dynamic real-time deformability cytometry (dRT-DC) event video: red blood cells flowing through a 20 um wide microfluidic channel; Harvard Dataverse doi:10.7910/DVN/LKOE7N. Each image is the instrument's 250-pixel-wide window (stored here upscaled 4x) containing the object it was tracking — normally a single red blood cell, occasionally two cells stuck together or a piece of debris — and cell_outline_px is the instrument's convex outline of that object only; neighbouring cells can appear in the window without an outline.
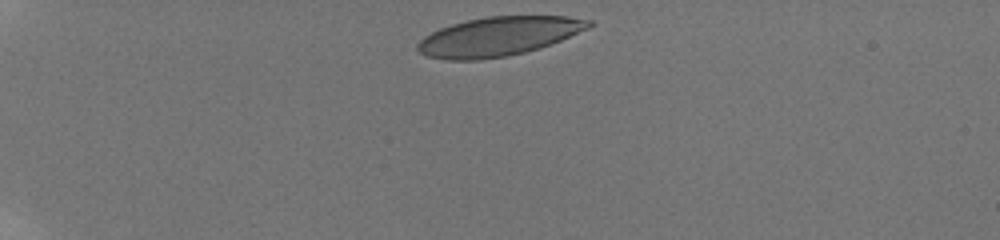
{"species": "human", "species_latin": "Homo sapiens", "temperature_condition": "room temperature", "stored_images_in_passage": 40, "camera_frame_rate_fps": 3000, "um_per_image_px": 0.085, "donor": {"sex": "male"}, "frame": {"image": 1, "passage_image": 1, "time_ms": 0.0, "image_size_px": [1000, 240], "cell_outline_px": [[592, 24], [568, 36], [548, 44], [536, 48], [520, 52], [500, 56], [432, 56], [424, 52], [420, 48], [420, 44], [428, 36], [444, 28], [456, 24], [472, 20], [496, 16], [560, 16]], "centroid_in_image_um": [42.46, 3.03], "position_along_channel_um": 42.5, "area_um2": 34.68}}
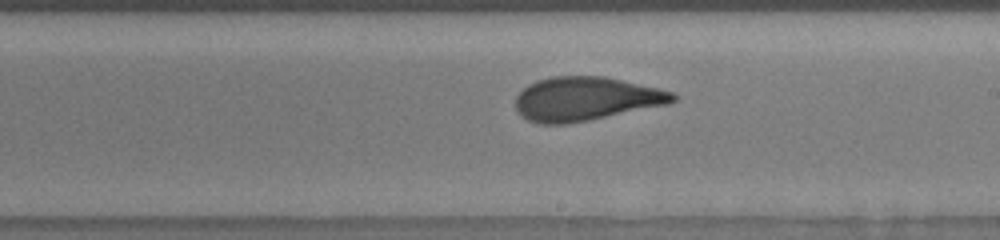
{"frame": {"image": 2, "passage_image": 22, "time_ms": 7.0, "image_size_px": [1000, 240], "cell_outline_px": [[676, 96], [672, 100], [656, 104], [580, 120], [532, 120], [524, 116], [520, 112], [516, 104], [520, 96], [532, 84], [544, 80], [564, 76], [588, 76], [612, 80], [668, 92]], "centroid_in_image_um": [49.7, 8.35], "position_along_channel_um": 239.3, "area_um2": 34.97}}
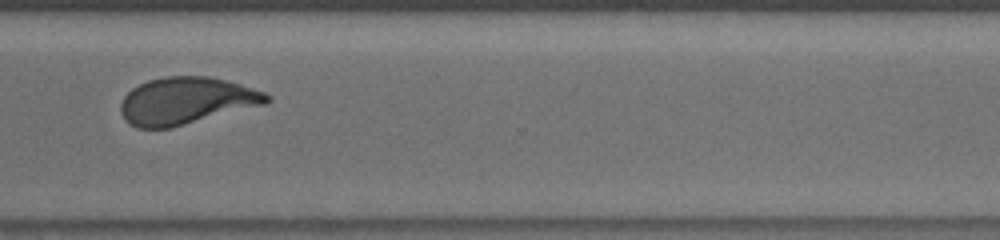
{"frame": {"image": 3, "passage_image": 31, "time_ms": 10.0, "image_size_px": [1000, 240], "cell_outline_px": [[268, 100], [168, 128], [140, 128], [132, 124], [124, 116], [124, 100], [128, 92], [140, 84], [152, 80], [172, 76], [200, 76], [220, 80], [236, 84], [260, 92], [268, 96]], "centroid_in_image_um": [15.69, 8.55], "position_along_channel_um": 354.9, "area_um2": 36.88}, "authors_computed_cell_mechanics": {"area_um2": 36.2984, "velocity_mm_per_s": 3.8468, "shape_relaxation_time_tau1_ms": 9.4325, "shape_relaxation_time_tau2_ms": 1.0909, "deformation_change_tau1": 0.2903, "deformation_change_tau2": 0.0765}}